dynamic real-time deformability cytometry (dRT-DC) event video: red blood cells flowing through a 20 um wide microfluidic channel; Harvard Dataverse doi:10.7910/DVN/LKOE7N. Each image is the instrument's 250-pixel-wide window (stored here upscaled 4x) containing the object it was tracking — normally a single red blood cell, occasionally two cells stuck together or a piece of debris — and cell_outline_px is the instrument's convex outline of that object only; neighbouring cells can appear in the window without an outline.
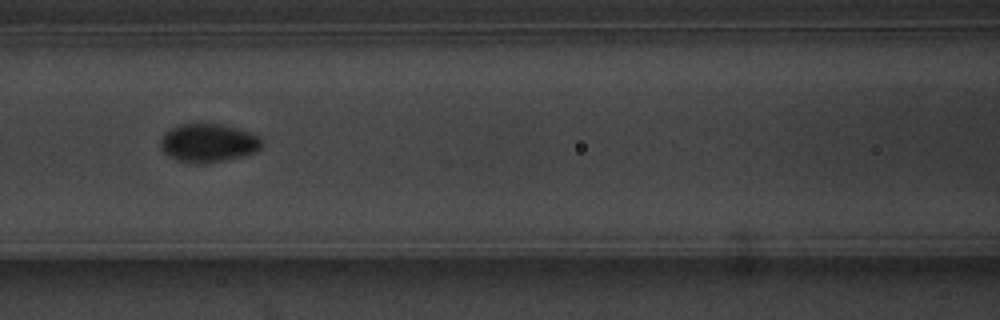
{"species": "common noctule bat (a hibernating species)", "species_latin": "Nyctalus noctula", "temperature_condition": "warm", "stored_images_in_passage": 24, "camera_frame_rate_fps": 3000, "um_per_image_px": 0.085, "animal": {"sex": "male", "body_mass_g": 20.1, "forearm_length_mm": 53.5}, "frame": {"image": 1, "passage_image": 8, "time_ms": 2.333, "image_size_px": [1000, 320], "cell_outline_px": [[264, 144], [256, 152], [240, 156], [220, 160], [196, 164], [176, 160], [168, 156], [160, 148], [160, 140], [172, 128], [180, 124], [196, 120], [220, 124], [236, 128], [260, 136]], "centroid_in_image_um": [17.69, 12.11], "position_along_channel_um": 148.9, "area_um2": 22.95}}